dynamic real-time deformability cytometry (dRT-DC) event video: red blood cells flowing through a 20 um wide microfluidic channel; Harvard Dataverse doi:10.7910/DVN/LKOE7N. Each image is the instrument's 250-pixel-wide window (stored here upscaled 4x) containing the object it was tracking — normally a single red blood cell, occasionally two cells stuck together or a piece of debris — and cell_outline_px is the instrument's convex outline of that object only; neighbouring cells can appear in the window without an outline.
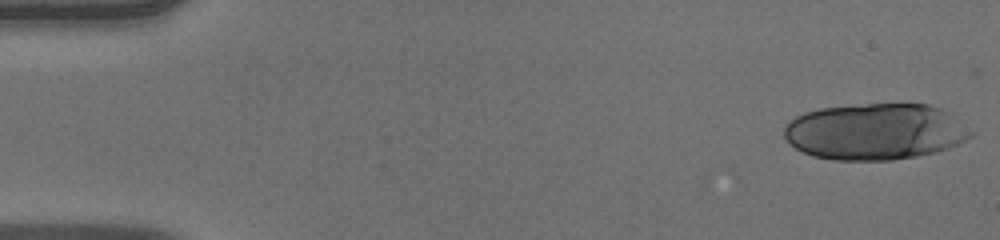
{"species": "human", "species_latin": "Homo sapiens", "temperature_condition": "warm", "stored_images_in_passage": 23, "camera_frame_rate_fps": 3000, "um_per_image_px": 0.085, "donor": {"sex": "male"}, "frame": {"image": 1, "passage_image": 1, "time_ms": 0.0, "image_size_px": [1000, 240], "cell_outline_px": [[976, 132], [972, 136], [948, 148], [936, 152], [916, 156], [892, 160], [836, 160], [812, 156], [796, 148], [784, 136], [784, 128], [788, 120], [804, 112], [820, 108], [900, 100], [928, 104], [940, 108]], "centroid_in_image_um": [74.41, 11.15], "position_along_channel_um": 10.6, "area_um2": 62.31}}
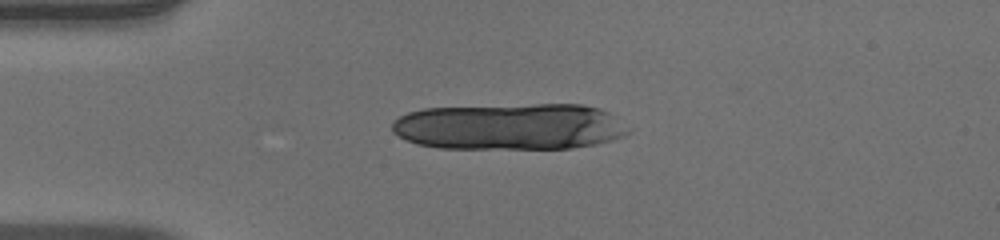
{"frame": {"image": 2, "passage_image": 12, "time_ms": 3.667, "image_size_px": [1000, 240], "cell_outline_px": [[632, 128], [624, 136], [612, 140], [596, 144], [572, 148], [440, 148], [416, 144], [392, 132], [392, 120], [408, 112], [424, 108], [536, 104], [584, 104], [600, 108], [608, 112]], "centroid_in_image_um": [43.36, 10.75], "position_along_channel_um": 41.6, "area_um2": 64.33}}